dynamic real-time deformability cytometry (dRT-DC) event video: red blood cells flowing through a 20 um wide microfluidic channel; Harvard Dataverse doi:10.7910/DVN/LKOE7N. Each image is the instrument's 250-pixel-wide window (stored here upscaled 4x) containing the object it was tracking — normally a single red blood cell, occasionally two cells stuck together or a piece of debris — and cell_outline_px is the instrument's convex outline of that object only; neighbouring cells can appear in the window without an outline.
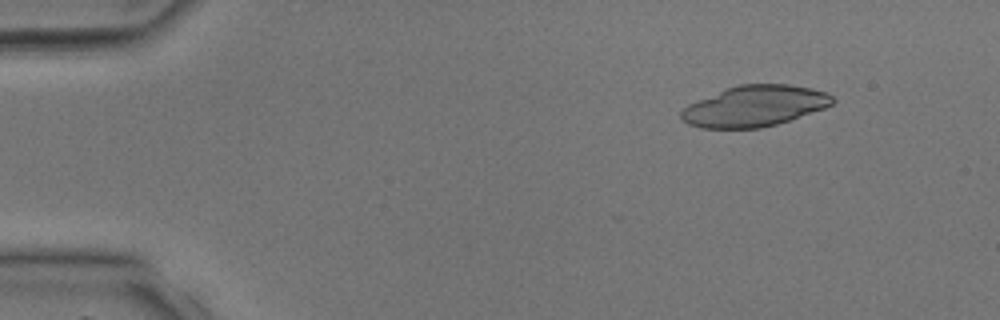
{"species": "common noctule bat (a hibernating species)", "species_latin": "Nyctalus noctula", "temperature_condition": "room temperature", "stored_images_in_passage": 34, "camera_frame_rate_fps": 3000, "um_per_image_px": 0.085, "animal": {"sex": "male", "body_mass_g": 17.9, "forearm_length_mm": 54.2}, "frame": {"image": 1, "passage_image": 5, "time_ms": 1.333, "image_size_px": [1000, 320], "cell_outline_px": [[836, 100], [832, 104], [824, 108], [776, 124], [760, 128], [700, 128], [688, 124], [680, 116], [680, 112], [688, 104], [728, 88], [740, 84], [788, 84], [812, 88], [828, 92]], "centroid_in_image_um": [64.16, 9.01], "position_along_channel_um": 20.8, "area_um2": 35.78}}